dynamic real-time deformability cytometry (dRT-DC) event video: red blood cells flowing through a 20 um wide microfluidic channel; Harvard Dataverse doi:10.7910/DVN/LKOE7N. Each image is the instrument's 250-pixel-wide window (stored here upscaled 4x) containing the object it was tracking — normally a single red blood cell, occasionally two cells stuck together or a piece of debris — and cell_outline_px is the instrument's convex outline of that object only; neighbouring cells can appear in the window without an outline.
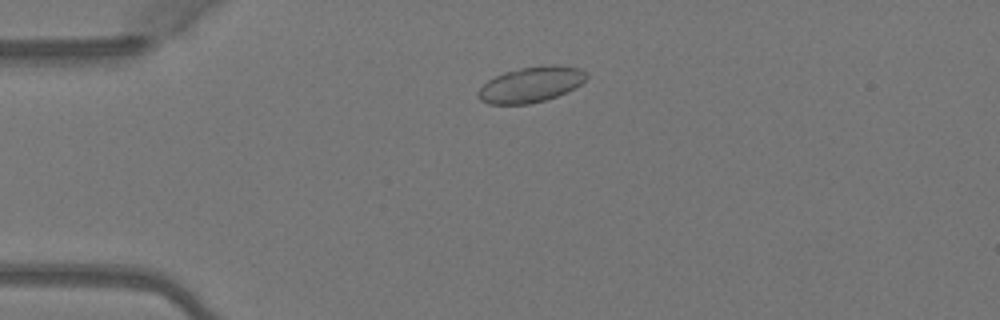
{"species": "Egyptian fruit bat (a non-hibernating species)", "species_latin": "Rousettus aegyptiacus", "temperature_condition": "warm", "stored_images_in_passage": 6, "camera_frame_rate_fps": 3000, "um_per_image_px": 0.085, "animal": {"sex": "female"}, "frame": {"image": 1, "passage_image": 6, "time_ms": 1.667, "image_size_px": [1000, 320], "cell_outline_px": [[588, 76], [580, 84], [556, 96], [544, 100], [528, 104], [488, 104], [480, 100], [476, 96], [476, 92], [488, 80], [504, 72], [520, 68], [552, 64], [560, 64], [580, 68], [588, 72]], "centroid_in_image_um": [45.12, 7.17], "position_along_channel_um": 39.9, "area_um2": 22.43}}